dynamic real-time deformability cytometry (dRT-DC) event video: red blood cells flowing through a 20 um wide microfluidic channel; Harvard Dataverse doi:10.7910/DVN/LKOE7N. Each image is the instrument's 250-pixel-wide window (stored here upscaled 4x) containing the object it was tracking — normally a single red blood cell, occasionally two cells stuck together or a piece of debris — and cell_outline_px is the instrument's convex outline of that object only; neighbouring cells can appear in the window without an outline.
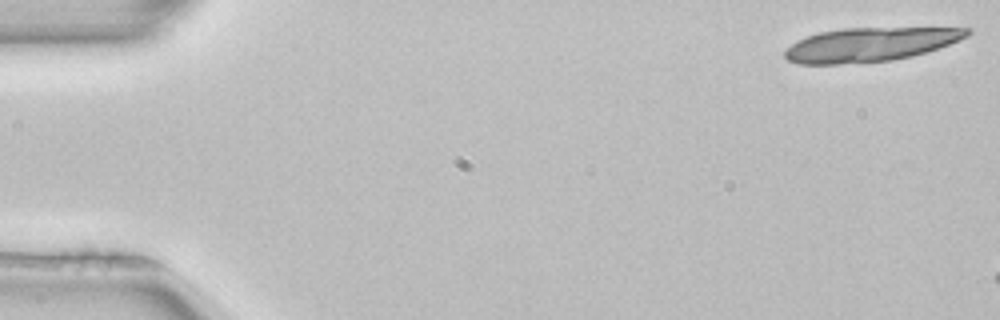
{"species": "common noctule bat (a hibernating species)", "species_latin": "Nyctalus noctula", "temperature_condition": "room temperature", "stored_images_in_passage": 7, "camera_frame_rate_fps": 3000, "um_per_image_px": 0.085, "animal": {"sex": "female", "body_mass_g": 22.7, "forearm_length_mm": 54.2}, "frame": {"image": 1, "passage_image": 1, "time_ms": 0.0, "image_size_px": [1000, 320], "cell_outline_px": [[972, 32], [968, 36], [960, 40], [912, 56], [892, 60], [836, 64], [800, 64], [788, 60], [784, 56], [784, 52], [792, 44], [808, 36], [820, 32], [844, 28], [972, 28]], "centroid_in_image_um": [73.97, 3.78], "position_along_channel_um": 11.0, "area_um2": 35.55}}